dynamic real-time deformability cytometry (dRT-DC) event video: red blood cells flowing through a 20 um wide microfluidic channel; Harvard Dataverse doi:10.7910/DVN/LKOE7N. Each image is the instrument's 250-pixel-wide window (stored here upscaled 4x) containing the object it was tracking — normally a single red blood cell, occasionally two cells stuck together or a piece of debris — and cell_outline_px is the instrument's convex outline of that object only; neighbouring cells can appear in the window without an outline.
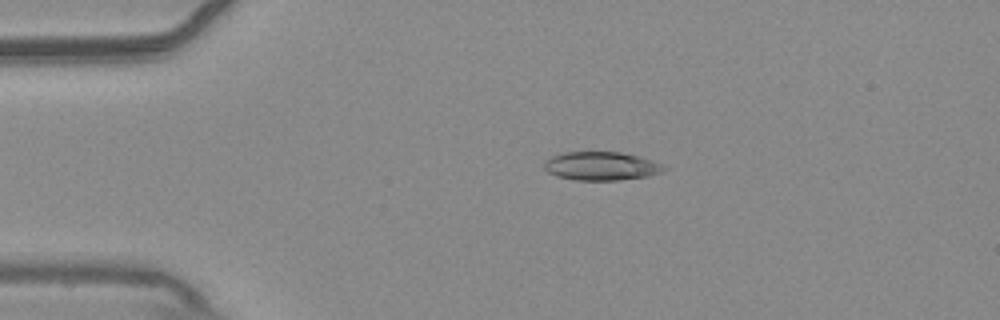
{"species": "common noctule bat (a hibernating species)", "species_latin": "Nyctalus noctula", "temperature_condition": "warm", "stored_images_in_passage": 47, "camera_frame_rate_fps": 3000, "um_per_image_px": 0.085, "animal": {"sex": "male", "body_mass_g": 20.4}, "frame": {"image": 1, "passage_image": 5, "time_ms": 1.333, "image_size_px": [1000, 320], "cell_outline_px": [[668, 168], [664, 172], [648, 176], [620, 180], [576, 180], [556, 176], [548, 172], [544, 168], [544, 160], [560, 152], [620, 152], [640, 156], [664, 164]], "centroid_in_image_um": [51.13, 14.11], "position_along_channel_um": 33.9, "area_um2": 20.23}}
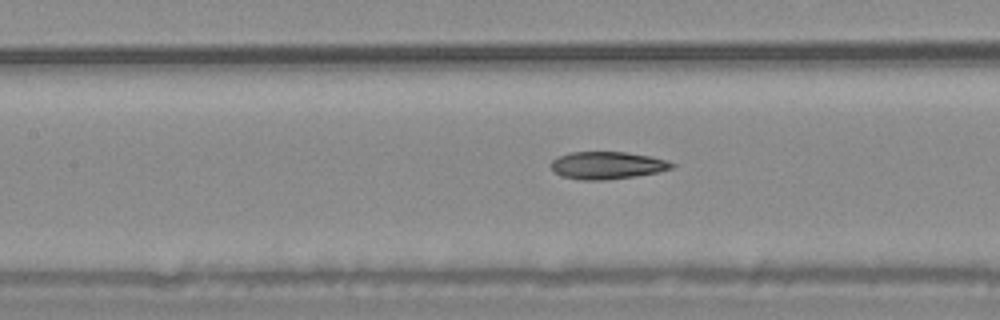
{"frame": {"image": 2, "passage_image": 18, "time_ms": 5.667, "image_size_px": [1000, 320], "cell_outline_px": [[676, 164], [672, 168], [656, 172], [636, 176], [604, 180], [580, 180], [560, 176], [552, 168], [552, 160], [568, 152], [628, 152], [652, 156]], "centroid_in_image_um": [51.61, 14.05], "position_along_channel_um": 155.8, "area_um2": 19.25}}
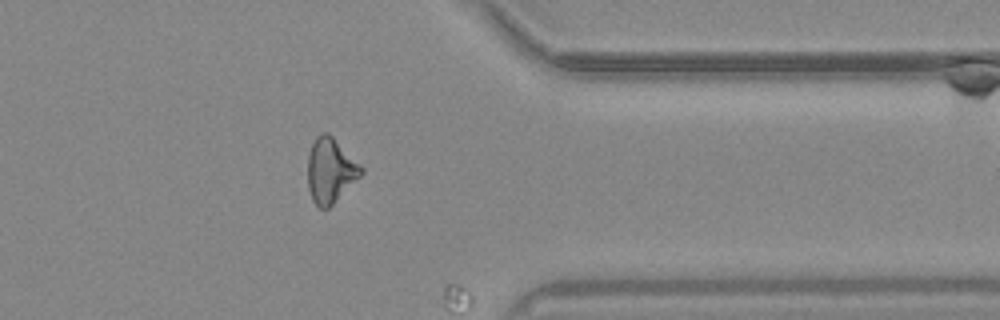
{"frame": {"image": 3, "passage_image": 37, "time_ms": 12.0, "image_size_px": [1000, 320], "cell_outline_px": [[364, 172], [328, 208], [320, 208], [312, 200], [308, 188], [308, 156], [312, 144], [316, 136], [324, 132], [328, 132], [364, 168]], "centroid_in_image_um": [28.08, 14.48], "position_along_channel_um": 383.3, "area_um2": 19.88}}